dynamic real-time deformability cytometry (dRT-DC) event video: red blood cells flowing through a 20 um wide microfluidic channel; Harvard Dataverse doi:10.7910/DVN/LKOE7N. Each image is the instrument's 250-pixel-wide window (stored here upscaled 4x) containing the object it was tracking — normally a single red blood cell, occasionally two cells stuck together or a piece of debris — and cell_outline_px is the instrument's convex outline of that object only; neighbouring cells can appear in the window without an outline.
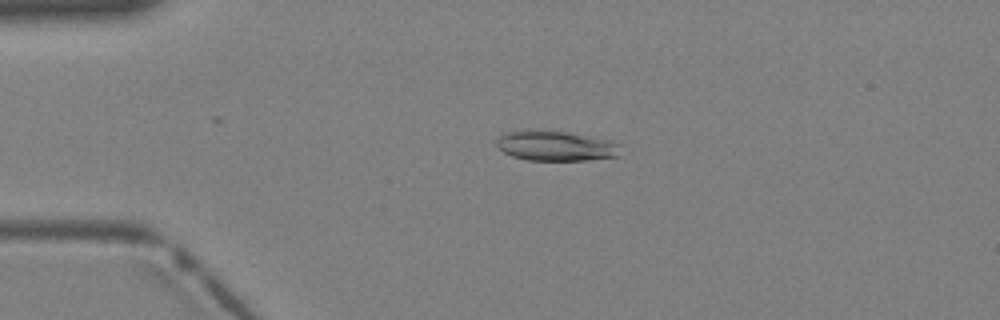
{"species": "Egyptian fruit bat (a non-hibernating species)", "species_latin": "Rousettus aegyptiacus", "temperature_condition": "warm", "stored_images_in_passage": 4, "camera_frame_rate_fps": 3000, "um_per_image_px": 0.085, "animal": {"sex": "female"}, "frame": {"image": 1, "passage_image": 3, "time_ms": 0.667, "image_size_px": [1000, 320], "cell_outline_px": [[624, 156], [588, 160], [528, 160], [512, 156], [504, 152], [496, 144], [496, 140], [504, 132], [568, 132], [616, 140], [620, 144]], "centroid_in_image_um": [47.41, 12.43], "position_along_channel_um": 37.6, "area_um2": 21.68}}